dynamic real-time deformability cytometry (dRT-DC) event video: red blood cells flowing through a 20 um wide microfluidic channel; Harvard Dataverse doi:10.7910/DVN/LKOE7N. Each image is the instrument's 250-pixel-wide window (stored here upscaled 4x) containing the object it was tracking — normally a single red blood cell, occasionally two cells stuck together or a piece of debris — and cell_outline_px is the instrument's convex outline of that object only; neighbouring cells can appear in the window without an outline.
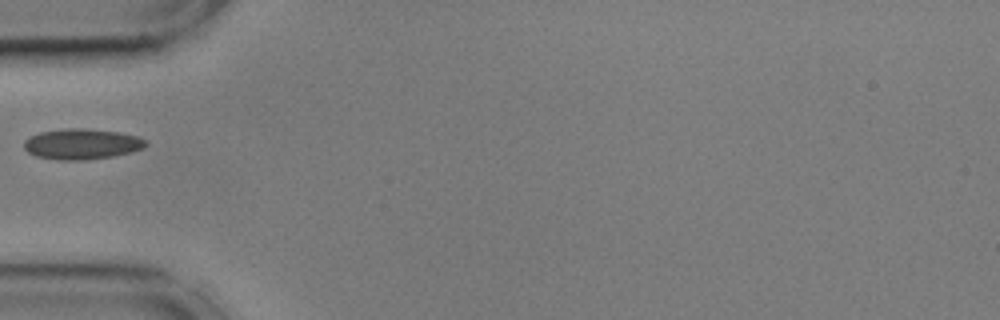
{"species": "common noctule bat (a hibernating species)", "species_latin": "Nyctalus noctula", "temperature_condition": "cold", "stored_images_in_passage": 38, "camera_frame_rate_fps": 3000, "um_per_image_px": 0.085, "animal": {"sex": "male", "body_mass_g": 17.9, "forearm_length_mm": 54.2}, "frame": {"image": 1, "passage_image": 1, "time_ms": 0.0, "image_size_px": [1000, 320], "cell_outline_px": [[148, 144], [144, 148], [112, 156], [88, 160], [60, 160], [36, 156], [28, 152], [24, 148], [24, 140], [28, 136], [40, 132], [68, 128], [84, 128], [120, 132], [140, 136], [148, 140]], "centroid_in_image_um": [6.97, 12.23], "position_along_channel_um": 78.0, "area_um2": 21.91}}
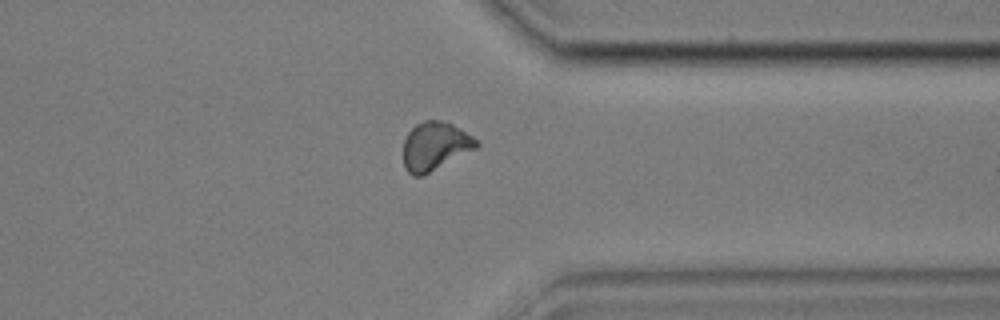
{"frame": {"image": 2, "passage_image": 26, "time_ms": 8.333, "image_size_px": [1000, 320], "cell_outline_px": [[480, 144], [476, 148], [420, 176], [412, 176], [404, 168], [404, 140], [408, 132], [416, 124], [424, 120], [440, 120], [452, 124], [472, 136]], "centroid_in_image_um": [36.94, 12.4], "position_along_channel_um": 374.5, "area_um2": 20.17}}
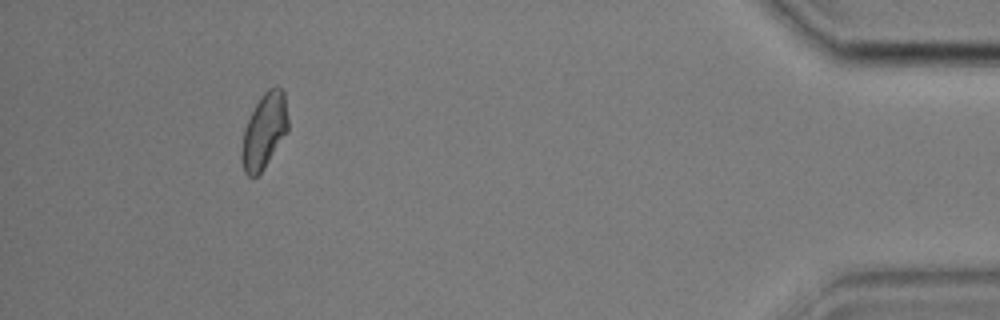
{"frame": {"image": 3, "passage_image": 34, "time_ms": 11.0, "image_size_px": [1000, 320], "cell_outline_px": [[288, 132], [264, 168], [256, 176], [248, 176], [244, 172], [240, 160], [240, 152], [244, 128], [260, 96], [268, 88], [280, 88], [284, 92], [288, 120]], "centroid_in_image_um": [22.44, 11.16], "position_along_channel_um": 412.8, "area_um2": 20.35}}